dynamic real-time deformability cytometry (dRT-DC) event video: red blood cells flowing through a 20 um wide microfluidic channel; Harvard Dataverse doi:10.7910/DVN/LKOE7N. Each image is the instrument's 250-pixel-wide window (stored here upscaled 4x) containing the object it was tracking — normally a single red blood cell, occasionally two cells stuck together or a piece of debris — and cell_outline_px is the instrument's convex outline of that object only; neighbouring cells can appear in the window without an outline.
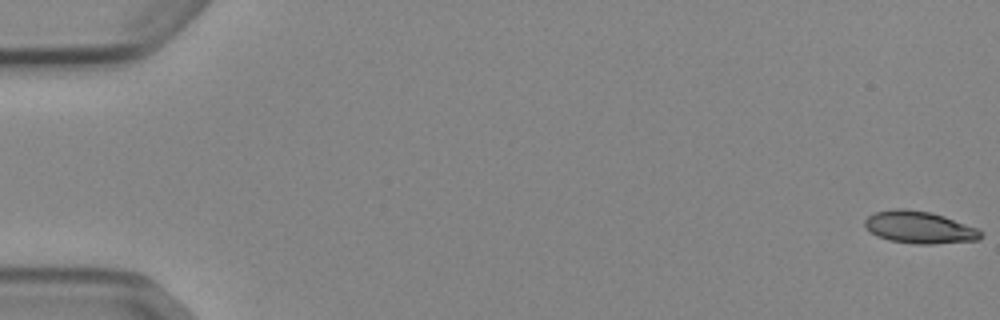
{"species": "Egyptian fruit bat (a non-hibernating species)", "species_latin": "Rousettus aegyptiacus", "temperature_condition": "cold", "stored_images_in_passage": 53, "camera_frame_rate_fps": 3000, "um_per_image_px": 0.085, "animal": {"sex": "female"}, "frame": {"image": 1, "passage_image": 1, "time_ms": 0.0, "image_size_px": [1000, 320], "cell_outline_px": [[984, 232], [976, 240], [932, 244], [916, 244], [888, 240], [876, 236], [864, 224], [864, 220], [868, 216], [876, 212], [892, 208], [904, 208], [932, 212], [944, 216], [976, 228]], "centroid_in_image_um": [78.12, 19.31], "position_along_channel_um": 6.9, "area_um2": 21.68}}
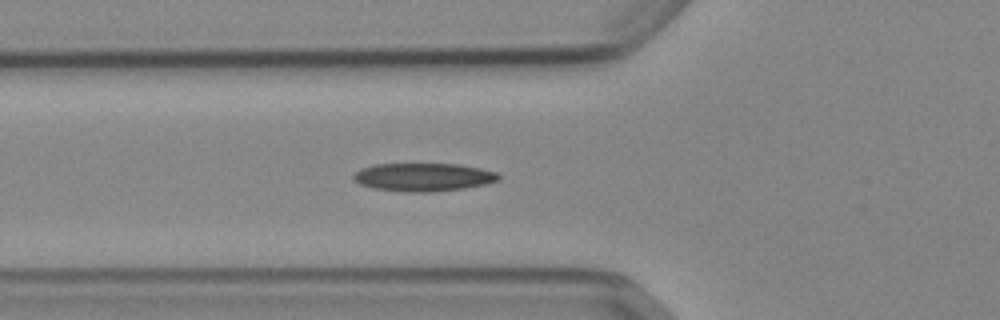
{"frame": {"image": 2, "passage_image": 20, "time_ms": 6.333, "image_size_px": [1000, 320], "cell_outline_px": [[500, 180], [484, 184], [464, 188], [424, 192], [408, 192], [372, 188], [360, 184], [352, 176], [360, 168], [376, 164], [460, 164], [480, 168], [496, 172], [500, 176]], "centroid_in_image_um": [35.98, 15.05], "position_along_channel_um": 89.8, "area_um2": 23.64}}
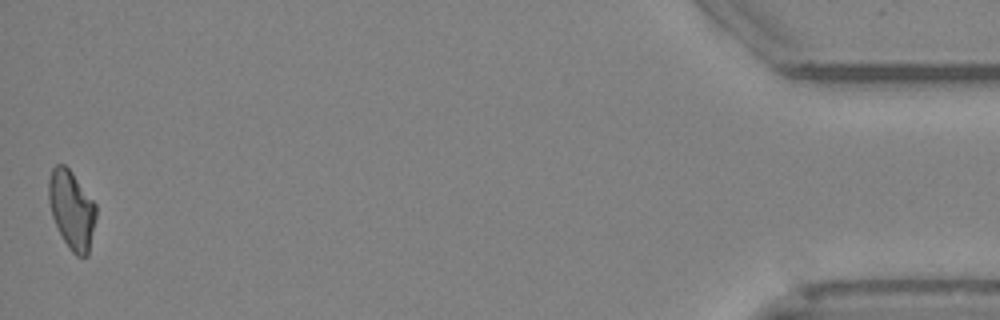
{"frame": {"image": 3, "passage_image": 53, "time_ms": 17.333, "image_size_px": [1000, 320], "cell_outline_px": [[96, 216], [88, 256], [76, 256], [68, 248], [52, 216], [48, 200], [48, 180], [52, 168], [56, 164], [64, 164], [72, 172], [96, 204]], "centroid_in_image_um": [6.09, 17.81], "position_along_channel_um": 429.1, "area_um2": 21.62}, "authors_computed_cell_mechanics": {"area_um2": 22.253, "velocity_mm_per_s": 3.8839, "shape_relaxation_time_tau1_ms": 8.0904, "shape_relaxation_time_tau2_ms": 5.3306, "deformation_change_tau1": 0.1874, "deformation_change_tau2": 0.1278}}